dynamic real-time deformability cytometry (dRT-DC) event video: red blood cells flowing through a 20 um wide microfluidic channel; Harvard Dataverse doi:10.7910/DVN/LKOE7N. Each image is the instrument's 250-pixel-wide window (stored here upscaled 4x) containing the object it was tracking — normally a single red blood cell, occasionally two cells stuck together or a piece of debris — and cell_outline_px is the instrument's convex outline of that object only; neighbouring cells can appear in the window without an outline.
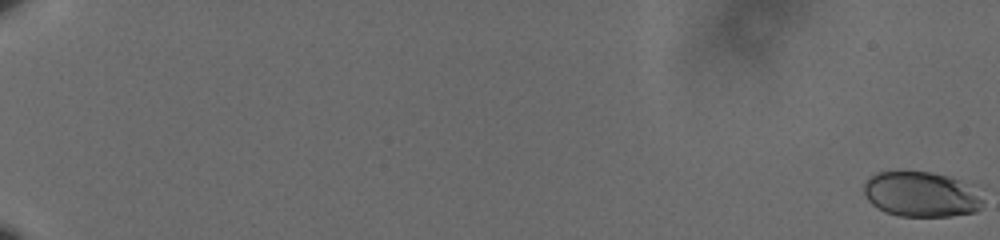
{"species": "human", "species_latin": "Homo sapiens", "temperature_condition": "cold", "stored_images_in_passage": 63, "camera_frame_rate_fps": 3000, "um_per_image_px": 0.085, "donor": {"sex": "male"}, "frame": {"image": 1, "passage_image": 1, "time_ms": 0.0, "image_size_px": [1000, 240], "cell_outline_px": [[984, 200], [980, 208], [976, 212], [952, 216], [900, 216], [884, 212], [872, 204], [868, 200], [864, 192], [864, 184], [876, 172], [932, 172], [948, 176], [960, 180]], "centroid_in_image_um": [78.27, 16.53], "position_along_channel_um": 6.7, "area_um2": 30.98}}
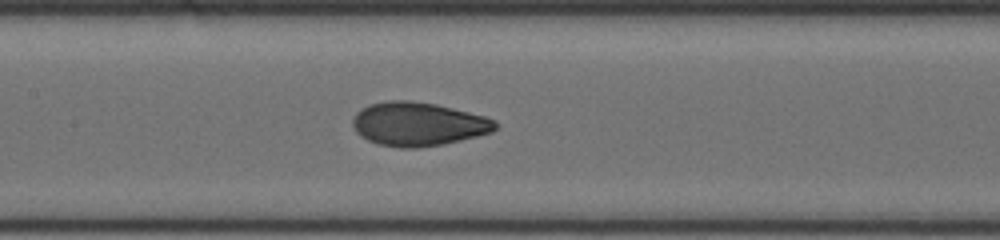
{"frame": {"image": 2, "passage_image": 35, "time_ms": 11.333, "image_size_px": [1000, 240], "cell_outline_px": [[496, 128], [492, 132], [444, 144], [416, 148], [400, 148], [380, 144], [368, 140], [360, 136], [356, 132], [352, 124], [352, 120], [356, 112], [360, 108], [368, 104], [388, 100], [412, 100], [436, 104], [484, 116], [496, 120]], "centroid_in_image_um": [35.5, 10.53], "position_along_channel_um": 171.9, "area_um2": 36.41}}
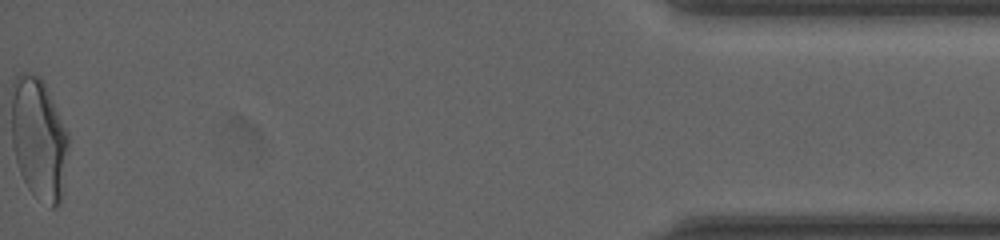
{"frame": {"image": 3, "passage_image": 63, "time_ms": 20.667, "image_size_px": [1000, 240], "cell_outline_px": [[68, 148], [64, 192], [60, 204], [56, 208], [52, 208], [36, 196], [28, 188], [20, 172], [16, 160], [12, 144], [12, 80], [16, 76], [24, 72], [28, 72], [40, 76], [44, 80], [68, 132]], "centroid_in_image_um": [3.32, 11.78], "position_along_channel_um": 431.9, "area_um2": 40.98}, "authors_computed_cell_mechanics": {"area_um2": 34.6222, "velocity_mm_per_s": 3.6115, "shape_relaxation_time_tau1_ms": 5.4978, "shape_relaxation_time_tau2_ms": 0.6893, "deformation_change_tau1": 0.1956, "deformation_change_tau2": 0.0494}}